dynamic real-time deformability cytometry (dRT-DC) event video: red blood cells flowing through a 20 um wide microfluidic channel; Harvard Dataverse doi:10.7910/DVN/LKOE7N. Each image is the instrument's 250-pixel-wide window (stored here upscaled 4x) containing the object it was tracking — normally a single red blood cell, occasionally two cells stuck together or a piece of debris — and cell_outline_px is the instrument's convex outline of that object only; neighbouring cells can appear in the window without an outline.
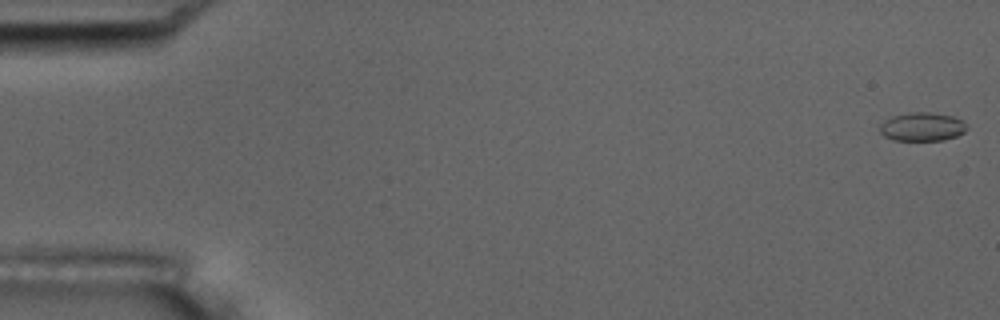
{"species": "common noctule bat (a hibernating species)", "species_latin": "Nyctalus noctula", "temperature_condition": "room temperature", "stored_images_in_passage": 6, "camera_frame_rate_fps": 3000, "um_per_image_px": 0.085, "animal": {"sex": "male", "body_mass_g": 17.5, "forearm_length_mm": 52.3}, "frame": {"image": 1, "passage_image": 1, "time_ms": 0.0, "image_size_px": [1000, 320], "cell_outline_px": [[968, 128], [964, 132], [956, 136], [944, 140], [892, 140], [884, 136], [880, 132], [880, 124], [884, 120], [892, 116], [912, 112], [928, 112], [952, 116], [964, 120]], "centroid_in_image_um": [78.39, 10.77], "position_along_channel_um": 6.6, "area_um2": 14.57}}
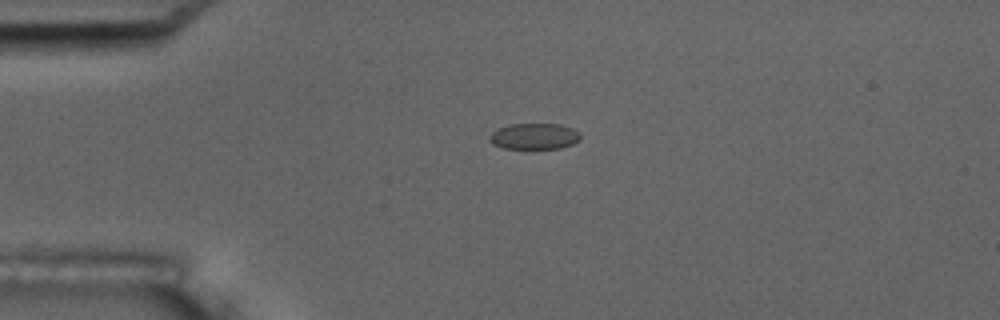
{"frame": {"image": 2, "passage_image": 4, "time_ms": 4.333, "image_size_px": [1000, 320], "cell_outline_px": [[580, 140], [572, 144], [560, 148], [504, 148], [492, 144], [488, 140], [488, 136], [496, 128], [508, 124], [560, 124], [572, 128], [580, 132]], "centroid_in_image_um": [45.38, 11.57], "position_along_channel_um": 39.6, "area_um2": 13.93}}